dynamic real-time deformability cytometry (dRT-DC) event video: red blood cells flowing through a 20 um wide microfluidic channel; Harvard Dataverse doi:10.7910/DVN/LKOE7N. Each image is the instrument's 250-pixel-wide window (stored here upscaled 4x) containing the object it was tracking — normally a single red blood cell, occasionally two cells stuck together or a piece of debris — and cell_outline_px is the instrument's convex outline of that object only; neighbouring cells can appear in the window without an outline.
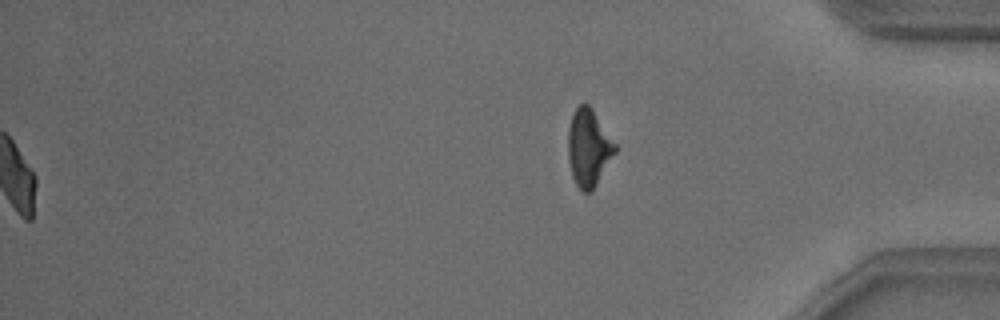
{"species": "common noctule bat (a hibernating species)", "species_latin": "Nyctalus noctula", "temperature_condition": "warm", "stored_images_in_passage": 54, "segment_of_instrument_passage": [2, 2], "camera_frame_rate_fps": 3000, "um_per_image_px": 0.085, "animal": {"sex": "male", "body_mass_g": 18.8}, "frame": {"image": 1, "passage_image": 54, "time_ms": 17.667, "image_size_px": [1000, 320], "cell_outline_px": [[616, 152], [596, 184], [588, 192], [584, 192], [576, 184], [572, 176], [568, 160], [568, 128], [572, 112], [580, 104], [588, 104], [592, 108], [616, 144]], "centroid_in_image_um": [50.01, 12.52], "position_along_channel_um": 385.2, "area_um2": 20.98}}